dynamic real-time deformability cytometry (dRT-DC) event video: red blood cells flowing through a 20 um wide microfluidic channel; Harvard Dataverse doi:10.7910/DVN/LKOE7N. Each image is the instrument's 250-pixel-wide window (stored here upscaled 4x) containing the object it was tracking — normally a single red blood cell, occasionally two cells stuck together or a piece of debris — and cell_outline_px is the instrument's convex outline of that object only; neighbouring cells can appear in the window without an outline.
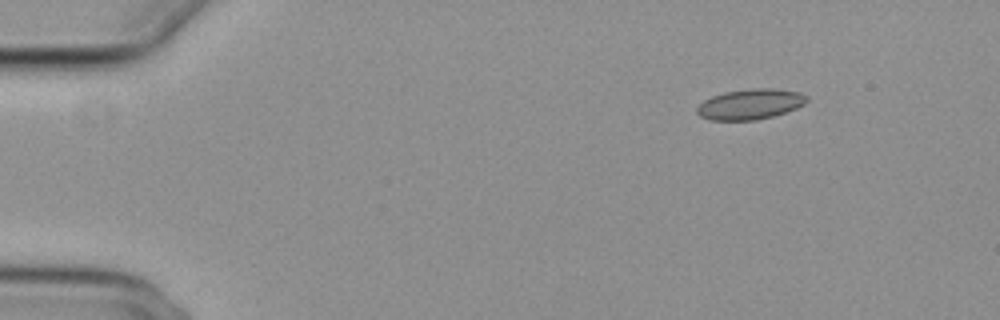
{"species": "common noctule bat (a hibernating species)", "species_latin": "Nyctalus noctula", "temperature_condition": "cold", "stored_images_in_passage": 8, "camera_frame_rate_fps": 3000, "um_per_image_px": 0.085, "animal": {"sex": "female", "body_mass_g": 29.2, "forearm_length_mm": 56.3}, "frame": {"image": 1, "passage_image": 1, "time_ms": 0.0, "image_size_px": [1000, 320], "cell_outline_px": [[808, 100], [804, 104], [796, 108], [772, 116], [756, 120], [708, 120], [700, 116], [696, 112], [696, 108], [704, 100], [712, 96], [724, 92], [752, 88], [772, 88], [800, 92], [808, 96]], "centroid_in_image_um": [63.76, 8.85], "position_along_channel_um": 21.2, "area_um2": 19.48}}